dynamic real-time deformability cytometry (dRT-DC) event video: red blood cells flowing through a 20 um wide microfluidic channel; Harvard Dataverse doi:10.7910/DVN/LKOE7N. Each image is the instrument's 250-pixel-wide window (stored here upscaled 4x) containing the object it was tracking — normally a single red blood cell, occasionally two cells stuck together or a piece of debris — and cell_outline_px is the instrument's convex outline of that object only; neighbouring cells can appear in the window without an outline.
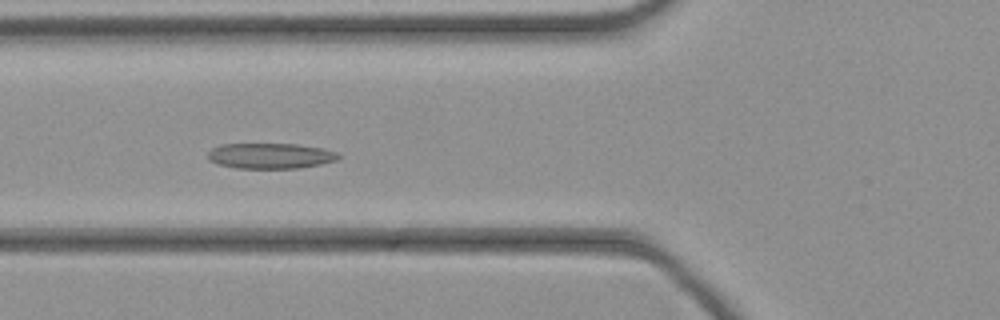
{"species": "common noctule bat (a hibernating species)", "species_latin": "Nyctalus noctula", "temperature_condition": "cold", "stored_images_in_passage": 45, "camera_frame_rate_fps": 3000, "um_per_image_px": 0.085, "animal": {"sex": "female", "body_mass_g": 21.9}, "frame": {"image": 1, "passage_image": 17, "time_ms": 5.333, "image_size_px": [1000, 320], "cell_outline_px": [[340, 156], [336, 160], [320, 164], [300, 168], [236, 168], [216, 164], [208, 160], [208, 152], [212, 148], [220, 144], [296, 144], [324, 148], [336, 152]], "centroid_in_image_um": [22.95, 13.24], "position_along_channel_um": 102.9, "area_um2": 19.48}}
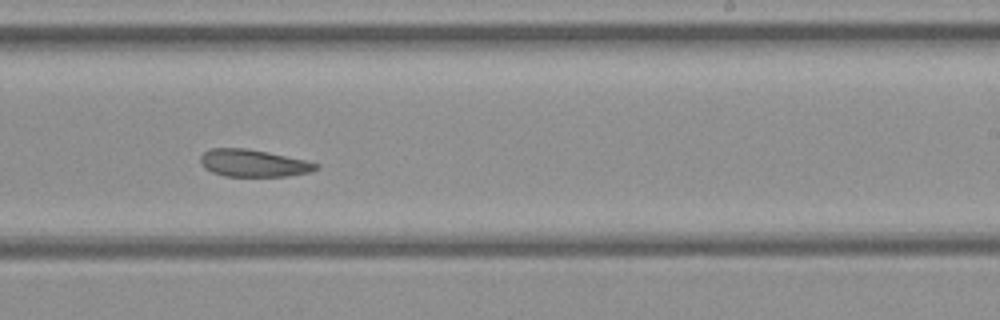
{"frame": {"image": 2, "passage_image": 28, "time_ms": 9.0, "image_size_px": [1000, 320], "cell_outline_px": [[320, 168], [308, 172], [288, 176], [224, 176], [212, 172], [204, 168], [200, 164], [200, 156], [204, 152], [212, 148], [248, 148], [268, 152], [304, 160], [320, 164]], "centroid_in_image_um": [21.51, 13.86], "position_along_channel_um": 267.5, "area_um2": 18.38}}
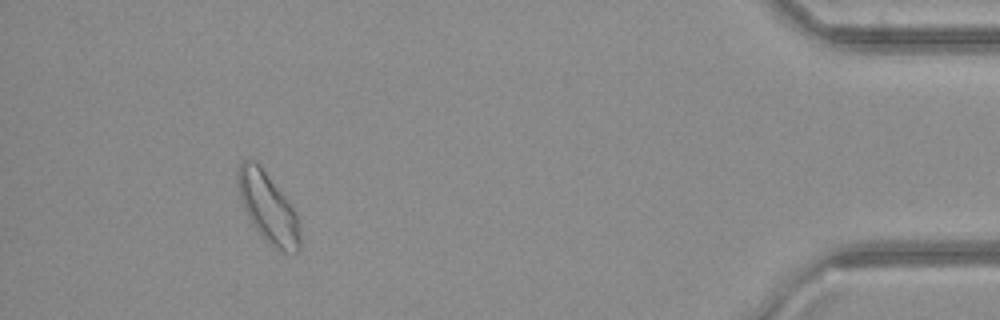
{"frame": {"image": 3, "passage_image": 42, "time_ms": 13.667, "image_size_px": [1000, 320], "cell_outline_px": [[300, 248], [292, 256], [268, 244], [252, 224], [244, 208], [240, 196], [236, 180], [236, 172], [240, 164], [244, 160], [252, 160], [264, 172], [284, 196], [296, 212], [300, 236]], "centroid_in_image_um": [22.78, 17.72], "position_along_channel_um": 412.4, "area_um2": 24.8}}